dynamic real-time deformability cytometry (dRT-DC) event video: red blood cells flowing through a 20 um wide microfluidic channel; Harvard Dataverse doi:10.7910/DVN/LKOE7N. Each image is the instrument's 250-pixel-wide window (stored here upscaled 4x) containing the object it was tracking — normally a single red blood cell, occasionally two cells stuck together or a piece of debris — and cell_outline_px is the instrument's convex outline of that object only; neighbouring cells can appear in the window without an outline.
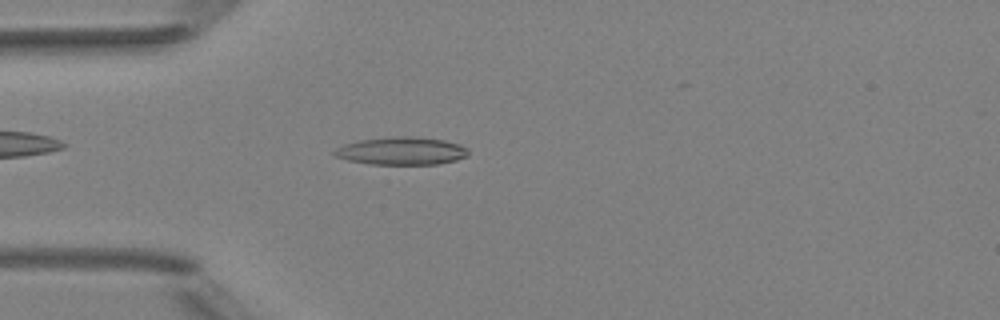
{"species": "Egyptian fruit bat (a non-hibernating species)", "species_latin": "Rousettus aegyptiacus", "temperature_condition": "room temperature", "stored_images_in_passage": 5, "camera_frame_rate_fps": 3000, "um_per_image_px": 0.085, "animal": {"sex": "female"}, "frame": {"image": 1, "passage_image": 5, "time_ms": 4.333, "image_size_px": [1000, 320], "cell_outline_px": [[468, 156], [456, 160], [436, 164], [368, 164], [348, 160], [336, 156], [332, 152], [336, 148], [344, 144], [360, 140], [400, 136], [412, 136], [444, 140], [460, 144], [468, 148]], "centroid_in_image_um": [34.15, 12.83], "position_along_channel_um": 50.9, "area_um2": 21.62}}